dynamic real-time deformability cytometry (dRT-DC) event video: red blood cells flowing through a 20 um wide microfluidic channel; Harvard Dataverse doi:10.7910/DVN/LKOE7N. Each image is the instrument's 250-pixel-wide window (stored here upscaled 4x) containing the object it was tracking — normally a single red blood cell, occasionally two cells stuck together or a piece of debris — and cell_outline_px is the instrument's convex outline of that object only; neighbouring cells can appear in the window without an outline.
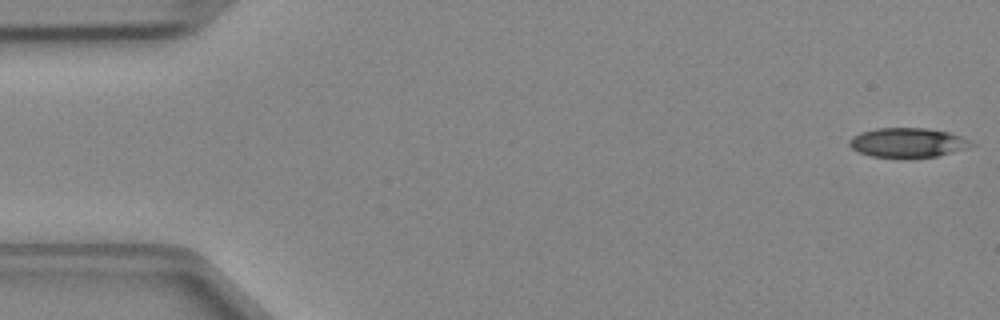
{"species": "Egyptian fruit bat (a non-hibernating species)", "species_latin": "Rousettus aegyptiacus", "temperature_condition": "cold", "stored_images_in_passage": 47, "camera_frame_rate_fps": 3000, "um_per_image_px": 0.085, "animal": {"sex": "female"}, "frame": {"image": 1, "passage_image": 1, "time_ms": 0.0, "image_size_px": [1000, 320], "cell_outline_px": [[976, 144], [968, 148], [936, 156], [872, 156], [860, 152], [852, 148], [848, 144], [848, 140], [852, 136], [860, 132], [876, 128], [928, 128], [948, 132], [960, 136]], "centroid_in_image_um": [77.14, 12.09], "position_along_channel_um": 7.9, "area_um2": 20.52}}
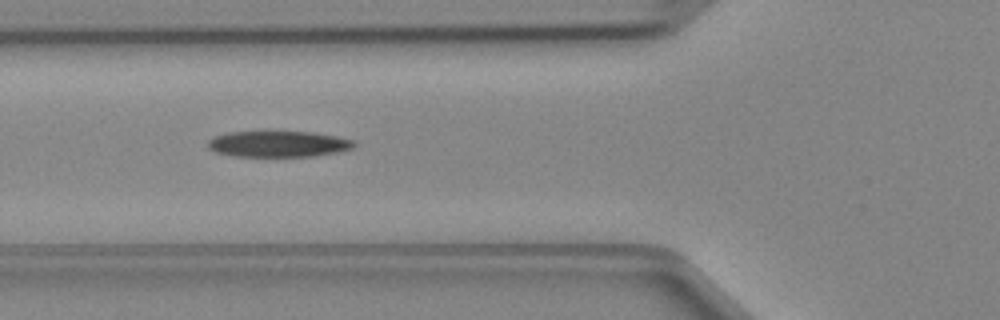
{"frame": {"image": 2, "passage_image": 17, "time_ms": 5.333, "image_size_px": [1000, 320], "cell_outline_px": [[356, 144], [352, 148], [336, 152], [312, 156], [236, 156], [216, 152], [208, 148], [208, 140], [216, 136], [228, 132], [316, 132], [356, 140]], "centroid_in_image_um": [23.69, 12.23], "position_along_channel_um": 102.1, "area_um2": 22.02}}
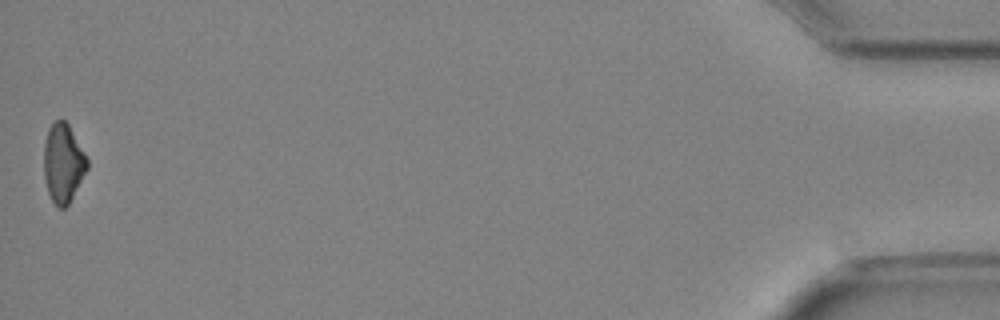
{"frame": {"image": 3, "passage_image": 47, "time_ms": 15.333, "image_size_px": [1000, 320], "cell_outline_px": [[88, 168], [68, 204], [64, 208], [60, 208], [52, 200], [48, 192], [44, 176], [44, 144], [48, 128], [56, 120], [64, 120], [68, 124], [88, 160]], "centroid_in_image_um": [5.36, 13.86], "position_along_channel_um": 429.8, "area_um2": 19.54}}